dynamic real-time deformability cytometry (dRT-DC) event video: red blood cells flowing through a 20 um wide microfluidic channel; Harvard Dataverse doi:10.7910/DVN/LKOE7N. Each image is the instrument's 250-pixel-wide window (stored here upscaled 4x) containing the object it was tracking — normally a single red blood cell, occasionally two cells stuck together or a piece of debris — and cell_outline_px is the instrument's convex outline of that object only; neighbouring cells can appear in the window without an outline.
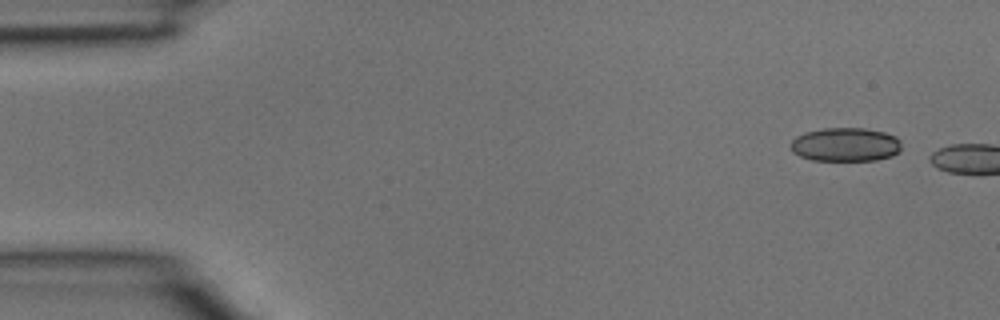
{"species": "common noctule bat (a hibernating species)", "species_latin": "Nyctalus noctula", "temperature_condition": "room temperature", "stored_images_in_passage": 2, "camera_frame_rate_fps": 3000, "um_per_image_px": 0.085, "animal": {"sex": "male", "body_mass_g": 15.6}, "frame": {"image": 1, "passage_image": 1, "time_ms": 0.0, "image_size_px": [1000, 320], "cell_outline_px": [[900, 152], [892, 156], [876, 160], [812, 160], [800, 156], [792, 152], [792, 140], [796, 136], [808, 132], [824, 128], [864, 128], [884, 132], [896, 136], [900, 140]], "centroid_in_image_um": [71.9, 12.29], "position_along_channel_um": 13.1, "area_um2": 21.73}}